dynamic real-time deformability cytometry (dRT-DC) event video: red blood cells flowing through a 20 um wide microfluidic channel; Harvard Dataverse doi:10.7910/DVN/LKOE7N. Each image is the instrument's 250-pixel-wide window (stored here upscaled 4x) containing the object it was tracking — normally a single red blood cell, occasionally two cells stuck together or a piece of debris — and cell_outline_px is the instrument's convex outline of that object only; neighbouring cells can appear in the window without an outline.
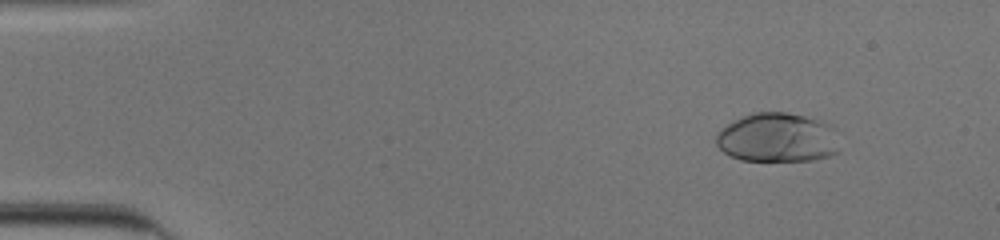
{"species": "human", "species_latin": "Homo sapiens", "temperature_condition": "cold", "stored_images_in_passage": 53, "camera_frame_rate_fps": 3000, "um_per_image_px": 0.085, "donor": {"sex": "male"}, "frame": {"image": 1, "passage_image": 6, "time_ms": 1.667, "image_size_px": [1000, 240], "cell_outline_px": [[840, 152], [828, 156], [812, 160], [740, 160], [724, 152], [716, 144], [716, 132], [720, 128], [744, 116], [756, 112], [784, 112], [804, 116], [816, 120], [824, 124]], "centroid_in_image_um": [65.96, 11.72], "position_along_channel_um": 19.0, "area_um2": 34.28}}
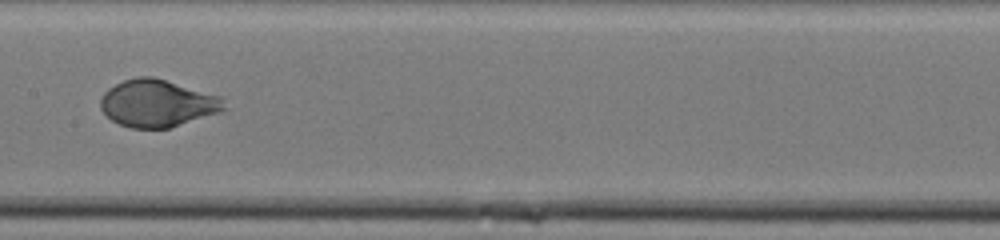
{"frame": {"image": 2, "passage_image": 28, "time_ms": 9.0, "image_size_px": [1000, 240], "cell_outline_px": [[228, 108], [220, 112], [168, 128], [128, 128], [112, 120], [100, 108], [100, 100], [104, 92], [108, 88], [124, 80], [136, 76], [152, 76], [220, 96]], "centroid_in_image_um": [13.37, 8.78], "position_along_channel_um": 194.0, "area_um2": 33.87}}
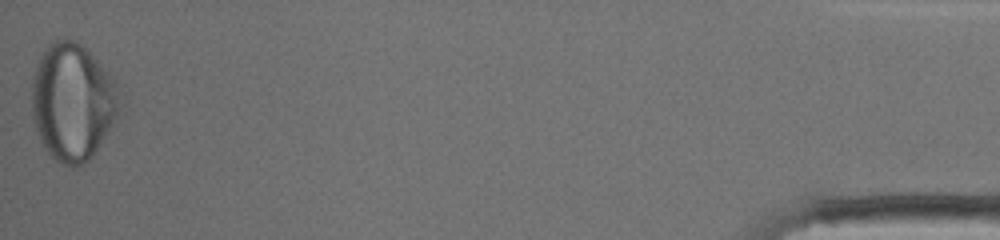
{"frame": {"image": 3, "passage_image": 53, "time_ms": 17.333, "image_size_px": [1000, 240], "cell_outline_px": [[120, 108], [116, 120], [92, 156], [88, 160], [76, 168], [72, 168], [60, 164], [48, 152], [40, 140], [32, 120], [32, 80], [40, 56], [48, 44], [52, 40], [72, 40], [80, 44], [112, 76], [116, 84]], "centroid_in_image_um": [6.15, 8.7], "position_along_channel_um": 429.0, "area_um2": 59.71}, "authors_computed_cell_mechanics": {"area_um2": 34.9112, "velocity_mm_per_s": 3.885, "shape_relaxation_time_tau1_ms": 4.8386, "shape_relaxation_time_tau2_ms": null, "deformation_change_tau1": 0.2153, "deformation_change_tau2": null}}